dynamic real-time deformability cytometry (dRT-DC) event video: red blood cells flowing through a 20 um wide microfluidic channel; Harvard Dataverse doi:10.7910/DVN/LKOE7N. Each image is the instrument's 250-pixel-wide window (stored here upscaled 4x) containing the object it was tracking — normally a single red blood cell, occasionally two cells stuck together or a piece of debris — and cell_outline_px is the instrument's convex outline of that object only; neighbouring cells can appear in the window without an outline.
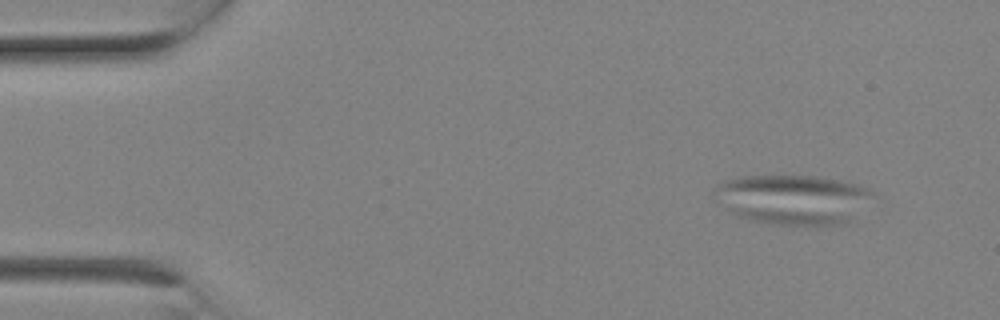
{"species": "Egyptian fruit bat (a non-hibernating species)", "species_latin": "Rousettus aegyptiacus", "temperature_condition": "room temperature", "stored_images_in_passage": 3, "camera_frame_rate_fps": 3000, "um_per_image_px": 0.085, "animal": {"sex": "female"}, "frame": {"image": 1, "passage_image": 1, "time_ms": 0.0, "image_size_px": [1000, 320], "cell_outline_px": [[880, 196], [844, 224], [780, 224], [752, 220], [740, 216], [732, 212], [716, 200], [712, 192], [712, 188], [716, 184], [724, 180], [740, 176], [820, 176], [840, 180], [856, 184], [868, 188], [876, 192]], "centroid_in_image_um": [67.45, 16.92], "position_along_channel_um": 17.5, "area_um2": 46.18}}